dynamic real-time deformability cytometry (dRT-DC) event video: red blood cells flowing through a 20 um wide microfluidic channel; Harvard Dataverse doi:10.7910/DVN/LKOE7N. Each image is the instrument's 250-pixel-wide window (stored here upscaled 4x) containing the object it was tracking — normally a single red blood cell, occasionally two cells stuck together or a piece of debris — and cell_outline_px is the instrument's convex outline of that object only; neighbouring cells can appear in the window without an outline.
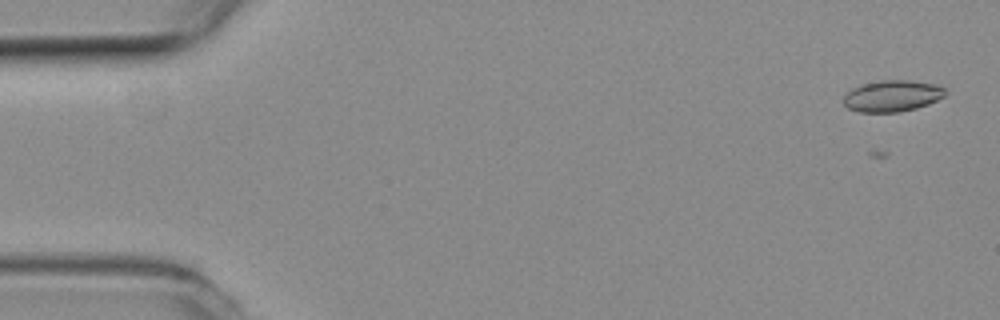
{"species": "common noctule bat (a hibernating species)", "species_latin": "Nyctalus noctula", "temperature_condition": "room temperature", "stored_images_in_passage": 32, "camera_frame_rate_fps": 3000, "um_per_image_px": 0.085, "animal": {"sex": "female", "body_mass_g": 19.3, "forearm_length_mm": 54.1}, "frame": {"image": 1, "passage_image": 2, "time_ms": 0.333, "image_size_px": [1000, 320], "cell_outline_px": [[948, 92], [944, 96], [928, 104], [916, 108], [896, 112], [860, 112], [848, 108], [844, 104], [844, 96], [852, 88], [864, 84], [880, 80], [908, 80], [936, 84], [944, 88]], "centroid_in_image_um": [75.85, 8.15], "position_along_channel_um": 9.1, "area_um2": 18.5}}
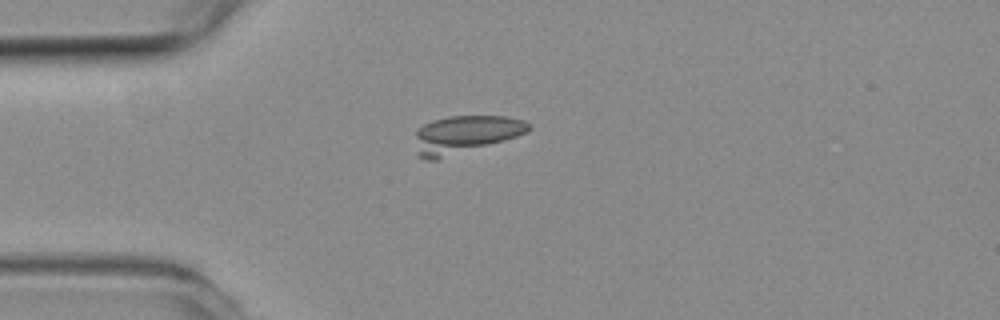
{"frame": {"image": 2, "passage_image": 14, "time_ms": 4.333, "image_size_px": [1000, 320], "cell_outline_px": [[532, 128], [528, 132], [504, 140], [436, 160], [424, 160], [416, 152], [416, 132], [424, 124], [432, 120], [452, 116], [504, 116], [524, 120]], "centroid_in_image_um": [39.52, 11.42], "position_along_channel_um": 45.5, "area_um2": 24.62}}